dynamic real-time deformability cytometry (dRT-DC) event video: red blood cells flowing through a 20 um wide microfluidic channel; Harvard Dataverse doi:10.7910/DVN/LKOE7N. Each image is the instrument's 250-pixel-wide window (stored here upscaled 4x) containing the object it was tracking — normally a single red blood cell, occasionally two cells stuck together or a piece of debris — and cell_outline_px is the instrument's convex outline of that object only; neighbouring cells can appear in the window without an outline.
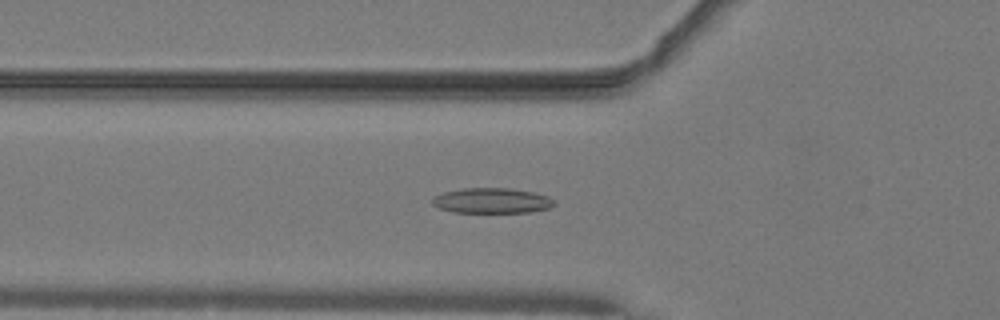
{"species": "common noctule bat (a hibernating species)", "species_latin": "Nyctalus noctula", "temperature_condition": "warm", "stored_images_in_passage": 34, "camera_frame_rate_fps": 3000, "um_per_image_px": 0.085, "animal": {"sex": "male", "body_mass_g": 19.2, "forearm_length_mm": 51.8}, "frame": {"image": 1, "passage_image": 4, "time_ms": 1.0, "image_size_px": [1000, 320], "cell_outline_px": [[556, 204], [548, 208], [532, 212], [452, 212], [436, 208], [432, 204], [432, 196], [444, 192], [464, 188], [508, 188], [532, 192], [548, 196]], "centroid_in_image_um": [41.75, 17.06], "position_along_channel_um": 84.0, "area_um2": 17.98}}
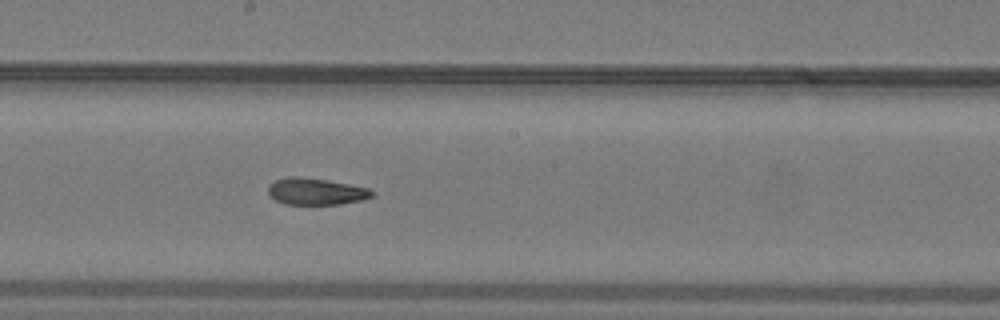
{"frame": {"image": 2, "passage_image": 14, "time_ms": 4.333, "image_size_px": [1000, 320], "cell_outline_px": [[372, 196], [364, 200], [340, 204], [284, 204], [276, 200], [268, 192], [268, 184], [276, 180], [292, 176], [296, 176], [328, 180], [368, 188], [372, 192]], "centroid_in_image_um": [26.84, 16.28], "position_along_channel_um": 221.4, "area_um2": 16.01}}
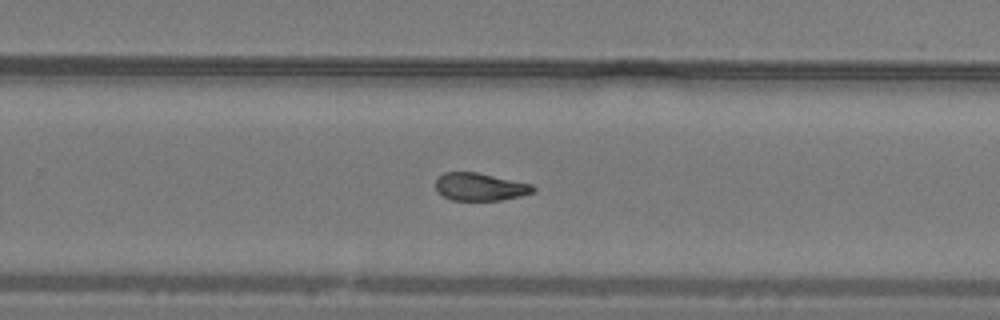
{"frame": {"image": 3, "passage_image": 19, "time_ms": 6.0, "image_size_px": [1000, 320], "cell_outline_px": [[536, 192], [520, 196], [500, 200], [452, 200], [436, 192], [436, 176], [444, 172], [476, 172], [532, 184], [536, 188]], "centroid_in_image_um": [40.79, 15.87], "position_along_channel_um": 289.0, "area_um2": 15.84}, "authors_computed_cell_mechanics": {"area_um2": 16.5019, "velocity_mm_per_s": 4.0885, "shape_relaxation_time_tau1_ms": null, "shape_relaxation_time_tau2_ms": 4.3961, "deformation_change_tau1": null, "deformation_change_tau2": 0.094}}